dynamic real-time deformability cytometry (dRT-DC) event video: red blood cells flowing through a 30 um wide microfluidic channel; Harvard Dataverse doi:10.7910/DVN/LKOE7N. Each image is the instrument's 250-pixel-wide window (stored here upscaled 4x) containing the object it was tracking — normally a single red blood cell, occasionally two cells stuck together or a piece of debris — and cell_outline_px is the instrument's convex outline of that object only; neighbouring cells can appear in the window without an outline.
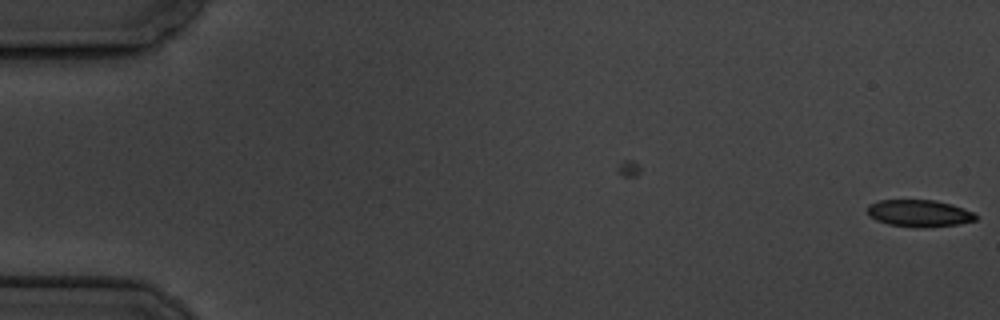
{"species": "common noctule bat (a hibernating species)", "species_latin": "Nyctalus noctula", "temperature_condition": "cold", "stored_images_in_passage": 7, "camera_frame_rate_fps": 3000, "um_per_image_px": 0.085, "animal": {"sex": "male", "body_mass_g": 19.5, "forearm_length_mm": 54.6}, "frame": {"image": 1, "passage_image": 1, "time_ms": 0.0, "image_size_px": [1000, 320], "cell_outline_px": [[976, 220], [960, 224], [928, 228], [916, 228], [888, 224], [876, 220], [868, 216], [868, 204], [880, 200], [936, 200], [952, 204], [964, 208], [972, 212], [976, 216]], "centroid_in_image_um": [78.13, 18.14], "position_along_channel_um": 6.9, "area_um2": 17.28}}